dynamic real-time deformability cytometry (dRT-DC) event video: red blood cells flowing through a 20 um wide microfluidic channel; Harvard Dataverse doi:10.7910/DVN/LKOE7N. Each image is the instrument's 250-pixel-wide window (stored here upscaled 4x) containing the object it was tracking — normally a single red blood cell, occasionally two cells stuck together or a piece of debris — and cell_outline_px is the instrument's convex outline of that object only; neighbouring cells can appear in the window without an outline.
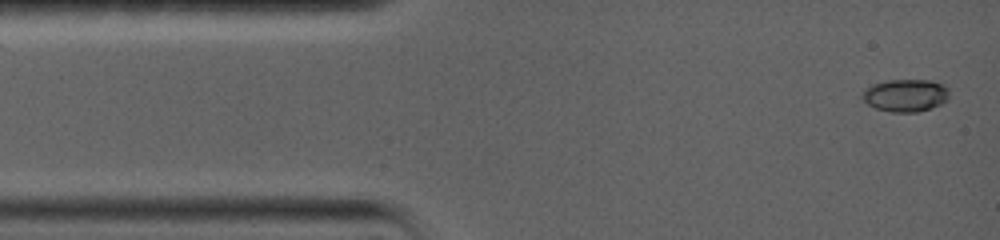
{"species": "common noctule bat (a hibernating species)", "species_latin": "Nyctalus noctula", "temperature_condition": "warm", "stored_images_in_passage": 18, "camera_frame_rate_fps": 5000, "um_per_image_px": 0.085, "animal": {"sex": "female", "body_mass_g": 19.0, "forearm_length_mm": 56.7}, "frame": {"image": 1, "passage_image": 1, "time_ms": 0.0, "image_size_px": [1000, 240], "cell_outline_px": [[948, 100], [940, 104], [916, 112], [892, 112], [876, 108], [868, 104], [860, 96], [860, 92], [864, 88], [872, 84], [888, 80], [932, 80], [944, 84], [948, 88]], "centroid_in_image_um": [76.94, 8.09], "position_along_channel_um": 8.1, "area_um2": 16.59}}
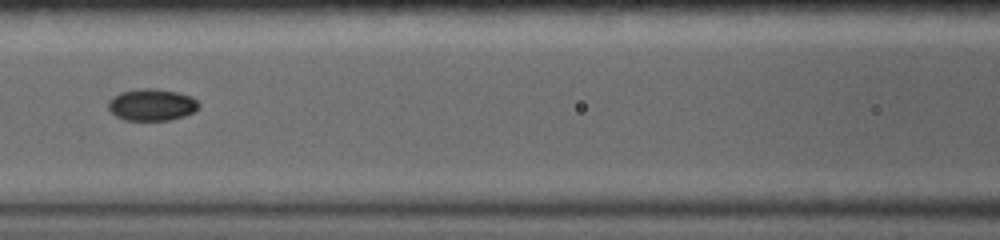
{"frame": {"image": 2, "passage_image": 11, "time_ms": 5.8, "image_size_px": [1000, 240], "cell_outline_px": [[200, 104], [196, 112], [184, 116], [168, 120], [124, 120], [116, 116], [108, 108], [108, 100], [112, 96], [120, 92], [140, 88], [148, 88], [176, 92], [192, 96]], "centroid_in_image_um": [12.9, 8.91], "position_along_channel_um": 153.7, "area_um2": 16.88}}
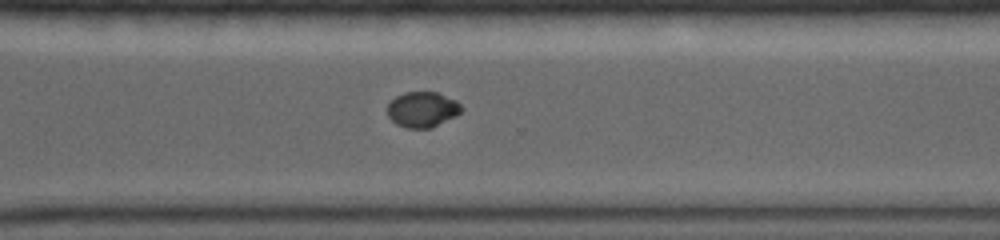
{"frame": {"image": 3, "passage_image": 18, "time_ms": 10.6, "image_size_px": [1000, 240], "cell_outline_px": [[464, 108], [456, 116], [432, 128], [408, 128], [396, 124], [388, 116], [388, 104], [396, 96], [404, 92], [436, 92], [456, 100]], "centroid_in_image_um": [35.92, 9.31], "position_along_channel_um": 334.7, "area_um2": 15.32}}